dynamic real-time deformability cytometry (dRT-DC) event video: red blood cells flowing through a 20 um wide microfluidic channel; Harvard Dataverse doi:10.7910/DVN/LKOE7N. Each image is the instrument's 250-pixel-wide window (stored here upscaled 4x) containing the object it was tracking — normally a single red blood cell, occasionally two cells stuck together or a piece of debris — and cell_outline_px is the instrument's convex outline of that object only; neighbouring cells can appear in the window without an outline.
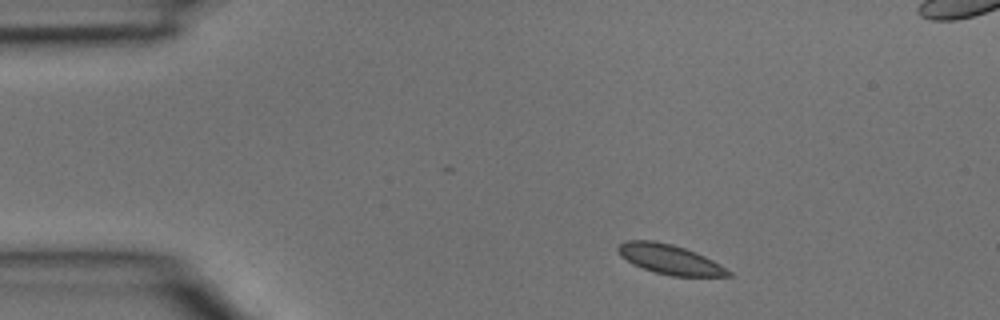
{"species": "common noctule bat (a hibernating species)", "species_latin": "Nyctalus noctula", "temperature_condition": "room temperature", "stored_images_in_passage": 3, "camera_frame_rate_fps": 3000, "um_per_image_px": 0.085, "animal": {"sex": "male", "body_mass_g": 15.6}, "frame": {"image": 1, "passage_image": 1, "time_ms": 0.0, "image_size_px": [1000, 320], "cell_outline_px": [[732, 276], [672, 276], [656, 272], [632, 264], [620, 256], [616, 248], [624, 240], [652, 240], [672, 244], [696, 252], [720, 264], [732, 272]], "centroid_in_image_um": [56.91, 22.03], "position_along_channel_um": 28.1, "area_um2": 19.02}}